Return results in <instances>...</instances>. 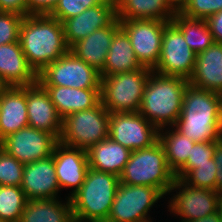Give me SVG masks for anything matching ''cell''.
<instances>
[{"instance_id":"1","label":"cell","mask_w":222,"mask_h":222,"mask_svg":"<svg viewBox=\"0 0 222 222\" xmlns=\"http://www.w3.org/2000/svg\"><path fill=\"white\" fill-rule=\"evenodd\" d=\"M19 43L37 74L69 51L62 23L49 14L25 16L20 25Z\"/></svg>"},{"instance_id":"2","label":"cell","mask_w":222,"mask_h":222,"mask_svg":"<svg viewBox=\"0 0 222 222\" xmlns=\"http://www.w3.org/2000/svg\"><path fill=\"white\" fill-rule=\"evenodd\" d=\"M222 95L188 84L183 96L181 115L175 129L192 141L220 139Z\"/></svg>"},{"instance_id":"3","label":"cell","mask_w":222,"mask_h":222,"mask_svg":"<svg viewBox=\"0 0 222 222\" xmlns=\"http://www.w3.org/2000/svg\"><path fill=\"white\" fill-rule=\"evenodd\" d=\"M188 80L152 71L145 84L139 113L158 130L173 127L181 115Z\"/></svg>"},{"instance_id":"4","label":"cell","mask_w":222,"mask_h":222,"mask_svg":"<svg viewBox=\"0 0 222 222\" xmlns=\"http://www.w3.org/2000/svg\"><path fill=\"white\" fill-rule=\"evenodd\" d=\"M119 183V176L89 168L85 181L70 197L74 222H106Z\"/></svg>"},{"instance_id":"5","label":"cell","mask_w":222,"mask_h":222,"mask_svg":"<svg viewBox=\"0 0 222 222\" xmlns=\"http://www.w3.org/2000/svg\"><path fill=\"white\" fill-rule=\"evenodd\" d=\"M119 179L126 185L154 187L166 195L176 177L168 166L163 146L157 141L148 148L132 151Z\"/></svg>"},{"instance_id":"6","label":"cell","mask_w":222,"mask_h":222,"mask_svg":"<svg viewBox=\"0 0 222 222\" xmlns=\"http://www.w3.org/2000/svg\"><path fill=\"white\" fill-rule=\"evenodd\" d=\"M151 69L142 67L101 78V103L110 113L139 112Z\"/></svg>"},{"instance_id":"7","label":"cell","mask_w":222,"mask_h":222,"mask_svg":"<svg viewBox=\"0 0 222 222\" xmlns=\"http://www.w3.org/2000/svg\"><path fill=\"white\" fill-rule=\"evenodd\" d=\"M110 112L100 102L97 106L65 116L59 142L84 150L109 137Z\"/></svg>"},{"instance_id":"8","label":"cell","mask_w":222,"mask_h":222,"mask_svg":"<svg viewBox=\"0 0 222 222\" xmlns=\"http://www.w3.org/2000/svg\"><path fill=\"white\" fill-rule=\"evenodd\" d=\"M43 86L100 89L101 76L95 68L76 57L70 50L38 73Z\"/></svg>"},{"instance_id":"9","label":"cell","mask_w":222,"mask_h":222,"mask_svg":"<svg viewBox=\"0 0 222 222\" xmlns=\"http://www.w3.org/2000/svg\"><path fill=\"white\" fill-rule=\"evenodd\" d=\"M163 196L154 187L120 182L106 222H153L148 212Z\"/></svg>"},{"instance_id":"10","label":"cell","mask_w":222,"mask_h":222,"mask_svg":"<svg viewBox=\"0 0 222 222\" xmlns=\"http://www.w3.org/2000/svg\"><path fill=\"white\" fill-rule=\"evenodd\" d=\"M195 63L196 53L191 50L182 32L170 21L162 36L160 59L152 71L189 80Z\"/></svg>"},{"instance_id":"11","label":"cell","mask_w":222,"mask_h":222,"mask_svg":"<svg viewBox=\"0 0 222 222\" xmlns=\"http://www.w3.org/2000/svg\"><path fill=\"white\" fill-rule=\"evenodd\" d=\"M169 21L132 19L120 20V27L130 38L138 62L153 70L161 55L162 36Z\"/></svg>"},{"instance_id":"12","label":"cell","mask_w":222,"mask_h":222,"mask_svg":"<svg viewBox=\"0 0 222 222\" xmlns=\"http://www.w3.org/2000/svg\"><path fill=\"white\" fill-rule=\"evenodd\" d=\"M181 188V189H180ZM176 191L169 201L170 213L180 216L181 222L203 218L218 211L221 195L213 190L193 187L175 179L169 194ZM177 190L179 192H177Z\"/></svg>"},{"instance_id":"13","label":"cell","mask_w":222,"mask_h":222,"mask_svg":"<svg viewBox=\"0 0 222 222\" xmlns=\"http://www.w3.org/2000/svg\"><path fill=\"white\" fill-rule=\"evenodd\" d=\"M58 142L55 135L27 126L4 138L0 148L22 164H28L53 155Z\"/></svg>"},{"instance_id":"14","label":"cell","mask_w":222,"mask_h":222,"mask_svg":"<svg viewBox=\"0 0 222 222\" xmlns=\"http://www.w3.org/2000/svg\"><path fill=\"white\" fill-rule=\"evenodd\" d=\"M109 138L131 151L158 141V129L139 112L110 113Z\"/></svg>"},{"instance_id":"15","label":"cell","mask_w":222,"mask_h":222,"mask_svg":"<svg viewBox=\"0 0 222 222\" xmlns=\"http://www.w3.org/2000/svg\"><path fill=\"white\" fill-rule=\"evenodd\" d=\"M117 19L114 0H104L101 4L87 8L79 15L62 22L64 37L70 48L95 30L110 26Z\"/></svg>"},{"instance_id":"16","label":"cell","mask_w":222,"mask_h":222,"mask_svg":"<svg viewBox=\"0 0 222 222\" xmlns=\"http://www.w3.org/2000/svg\"><path fill=\"white\" fill-rule=\"evenodd\" d=\"M60 190L73 188L69 198L81 187L89 170L87 150L58 142L53 151Z\"/></svg>"},{"instance_id":"17","label":"cell","mask_w":222,"mask_h":222,"mask_svg":"<svg viewBox=\"0 0 222 222\" xmlns=\"http://www.w3.org/2000/svg\"><path fill=\"white\" fill-rule=\"evenodd\" d=\"M28 125L55 135L58 139L62 131V118L46 88L37 81L26 86Z\"/></svg>"},{"instance_id":"18","label":"cell","mask_w":222,"mask_h":222,"mask_svg":"<svg viewBox=\"0 0 222 222\" xmlns=\"http://www.w3.org/2000/svg\"><path fill=\"white\" fill-rule=\"evenodd\" d=\"M21 189L27 200L55 199L58 185L53 155L32 163L24 164Z\"/></svg>"},{"instance_id":"19","label":"cell","mask_w":222,"mask_h":222,"mask_svg":"<svg viewBox=\"0 0 222 222\" xmlns=\"http://www.w3.org/2000/svg\"><path fill=\"white\" fill-rule=\"evenodd\" d=\"M38 81L19 41L0 45V82L4 87H24Z\"/></svg>"},{"instance_id":"20","label":"cell","mask_w":222,"mask_h":222,"mask_svg":"<svg viewBox=\"0 0 222 222\" xmlns=\"http://www.w3.org/2000/svg\"><path fill=\"white\" fill-rule=\"evenodd\" d=\"M28 125L26 86L0 91V142Z\"/></svg>"},{"instance_id":"21","label":"cell","mask_w":222,"mask_h":222,"mask_svg":"<svg viewBox=\"0 0 222 222\" xmlns=\"http://www.w3.org/2000/svg\"><path fill=\"white\" fill-rule=\"evenodd\" d=\"M120 28V21L116 19L110 26L95 30L86 38L79 40L69 50L89 66L101 72L114 34Z\"/></svg>"},{"instance_id":"22","label":"cell","mask_w":222,"mask_h":222,"mask_svg":"<svg viewBox=\"0 0 222 222\" xmlns=\"http://www.w3.org/2000/svg\"><path fill=\"white\" fill-rule=\"evenodd\" d=\"M189 84L222 95V44L214 43L196 54V63Z\"/></svg>"},{"instance_id":"23","label":"cell","mask_w":222,"mask_h":222,"mask_svg":"<svg viewBox=\"0 0 222 222\" xmlns=\"http://www.w3.org/2000/svg\"><path fill=\"white\" fill-rule=\"evenodd\" d=\"M63 119L72 113L89 110L101 102L100 89H78L65 86H44Z\"/></svg>"},{"instance_id":"24","label":"cell","mask_w":222,"mask_h":222,"mask_svg":"<svg viewBox=\"0 0 222 222\" xmlns=\"http://www.w3.org/2000/svg\"><path fill=\"white\" fill-rule=\"evenodd\" d=\"M117 19L172 21L178 11L171 0H115Z\"/></svg>"},{"instance_id":"25","label":"cell","mask_w":222,"mask_h":222,"mask_svg":"<svg viewBox=\"0 0 222 222\" xmlns=\"http://www.w3.org/2000/svg\"><path fill=\"white\" fill-rule=\"evenodd\" d=\"M131 150L107 137L87 150L89 168L120 176Z\"/></svg>"},{"instance_id":"26","label":"cell","mask_w":222,"mask_h":222,"mask_svg":"<svg viewBox=\"0 0 222 222\" xmlns=\"http://www.w3.org/2000/svg\"><path fill=\"white\" fill-rule=\"evenodd\" d=\"M127 33L120 28L115 34L105 60L101 78L141 69Z\"/></svg>"},{"instance_id":"27","label":"cell","mask_w":222,"mask_h":222,"mask_svg":"<svg viewBox=\"0 0 222 222\" xmlns=\"http://www.w3.org/2000/svg\"><path fill=\"white\" fill-rule=\"evenodd\" d=\"M27 200L19 222H74L71 199Z\"/></svg>"},{"instance_id":"28","label":"cell","mask_w":222,"mask_h":222,"mask_svg":"<svg viewBox=\"0 0 222 222\" xmlns=\"http://www.w3.org/2000/svg\"><path fill=\"white\" fill-rule=\"evenodd\" d=\"M166 129L165 132L164 128L158 130V141L163 146L169 168L176 173L187 162L196 142L182 135L174 127Z\"/></svg>"},{"instance_id":"29","label":"cell","mask_w":222,"mask_h":222,"mask_svg":"<svg viewBox=\"0 0 222 222\" xmlns=\"http://www.w3.org/2000/svg\"><path fill=\"white\" fill-rule=\"evenodd\" d=\"M171 22L182 32L185 41L196 54L215 43L206 20L189 18L177 11Z\"/></svg>"},{"instance_id":"30","label":"cell","mask_w":222,"mask_h":222,"mask_svg":"<svg viewBox=\"0 0 222 222\" xmlns=\"http://www.w3.org/2000/svg\"><path fill=\"white\" fill-rule=\"evenodd\" d=\"M26 202L21 187L0 186V219L3 222H19Z\"/></svg>"},{"instance_id":"31","label":"cell","mask_w":222,"mask_h":222,"mask_svg":"<svg viewBox=\"0 0 222 222\" xmlns=\"http://www.w3.org/2000/svg\"><path fill=\"white\" fill-rule=\"evenodd\" d=\"M217 171L212 158L210 163L196 164V168L190 170L181 181L189 186L216 191Z\"/></svg>"},{"instance_id":"32","label":"cell","mask_w":222,"mask_h":222,"mask_svg":"<svg viewBox=\"0 0 222 222\" xmlns=\"http://www.w3.org/2000/svg\"><path fill=\"white\" fill-rule=\"evenodd\" d=\"M24 164L0 148V186H18L23 180Z\"/></svg>"},{"instance_id":"33","label":"cell","mask_w":222,"mask_h":222,"mask_svg":"<svg viewBox=\"0 0 222 222\" xmlns=\"http://www.w3.org/2000/svg\"><path fill=\"white\" fill-rule=\"evenodd\" d=\"M215 150V141L198 142L192 147L187 162L175 173L177 179H182L196 164L210 163Z\"/></svg>"},{"instance_id":"34","label":"cell","mask_w":222,"mask_h":222,"mask_svg":"<svg viewBox=\"0 0 222 222\" xmlns=\"http://www.w3.org/2000/svg\"><path fill=\"white\" fill-rule=\"evenodd\" d=\"M222 10V0H187L178 11L186 17L206 20Z\"/></svg>"},{"instance_id":"35","label":"cell","mask_w":222,"mask_h":222,"mask_svg":"<svg viewBox=\"0 0 222 222\" xmlns=\"http://www.w3.org/2000/svg\"><path fill=\"white\" fill-rule=\"evenodd\" d=\"M103 1L104 0H59L49 15L62 23L64 20L73 18L87 8L97 6Z\"/></svg>"},{"instance_id":"36","label":"cell","mask_w":222,"mask_h":222,"mask_svg":"<svg viewBox=\"0 0 222 222\" xmlns=\"http://www.w3.org/2000/svg\"><path fill=\"white\" fill-rule=\"evenodd\" d=\"M23 18L15 13L0 12V45L19 41Z\"/></svg>"},{"instance_id":"37","label":"cell","mask_w":222,"mask_h":222,"mask_svg":"<svg viewBox=\"0 0 222 222\" xmlns=\"http://www.w3.org/2000/svg\"><path fill=\"white\" fill-rule=\"evenodd\" d=\"M0 12L15 13L23 17L29 15L26 0H0Z\"/></svg>"},{"instance_id":"38","label":"cell","mask_w":222,"mask_h":222,"mask_svg":"<svg viewBox=\"0 0 222 222\" xmlns=\"http://www.w3.org/2000/svg\"><path fill=\"white\" fill-rule=\"evenodd\" d=\"M59 0H26L31 14H49Z\"/></svg>"},{"instance_id":"39","label":"cell","mask_w":222,"mask_h":222,"mask_svg":"<svg viewBox=\"0 0 222 222\" xmlns=\"http://www.w3.org/2000/svg\"><path fill=\"white\" fill-rule=\"evenodd\" d=\"M214 163L217 168L216 173V192L222 196V140L215 141V150L213 154Z\"/></svg>"},{"instance_id":"40","label":"cell","mask_w":222,"mask_h":222,"mask_svg":"<svg viewBox=\"0 0 222 222\" xmlns=\"http://www.w3.org/2000/svg\"><path fill=\"white\" fill-rule=\"evenodd\" d=\"M215 43L222 44V10L206 19Z\"/></svg>"},{"instance_id":"41","label":"cell","mask_w":222,"mask_h":222,"mask_svg":"<svg viewBox=\"0 0 222 222\" xmlns=\"http://www.w3.org/2000/svg\"><path fill=\"white\" fill-rule=\"evenodd\" d=\"M188 222H222V221H221V218H220V214L217 211L216 213H213L211 215H207L203 218L196 219V220H191V221H188Z\"/></svg>"},{"instance_id":"42","label":"cell","mask_w":222,"mask_h":222,"mask_svg":"<svg viewBox=\"0 0 222 222\" xmlns=\"http://www.w3.org/2000/svg\"><path fill=\"white\" fill-rule=\"evenodd\" d=\"M171 1L178 10L187 0H171Z\"/></svg>"},{"instance_id":"43","label":"cell","mask_w":222,"mask_h":222,"mask_svg":"<svg viewBox=\"0 0 222 222\" xmlns=\"http://www.w3.org/2000/svg\"><path fill=\"white\" fill-rule=\"evenodd\" d=\"M218 212L220 214V218H221V221H222V196H221L219 204H218Z\"/></svg>"},{"instance_id":"44","label":"cell","mask_w":222,"mask_h":222,"mask_svg":"<svg viewBox=\"0 0 222 222\" xmlns=\"http://www.w3.org/2000/svg\"><path fill=\"white\" fill-rule=\"evenodd\" d=\"M220 139L222 140V111H221V119H220Z\"/></svg>"},{"instance_id":"45","label":"cell","mask_w":222,"mask_h":222,"mask_svg":"<svg viewBox=\"0 0 222 222\" xmlns=\"http://www.w3.org/2000/svg\"><path fill=\"white\" fill-rule=\"evenodd\" d=\"M4 88V86L2 85V83L0 82V91Z\"/></svg>"}]
</instances>
